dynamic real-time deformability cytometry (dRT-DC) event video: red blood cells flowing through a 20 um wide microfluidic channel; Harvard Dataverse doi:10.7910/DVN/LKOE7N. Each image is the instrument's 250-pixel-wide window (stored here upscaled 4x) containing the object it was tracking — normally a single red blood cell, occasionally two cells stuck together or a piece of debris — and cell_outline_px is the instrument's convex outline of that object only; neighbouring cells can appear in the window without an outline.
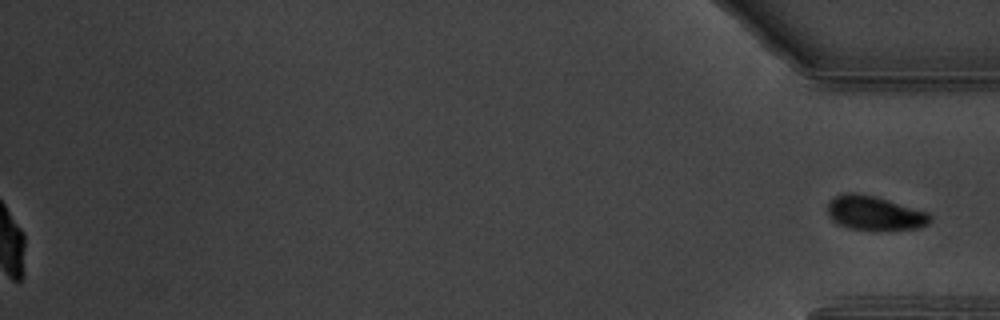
{"species": "common noctule bat (a hibernating species)", "species_latin": "Nyctalus noctula", "temperature_condition": "warm", "stored_images_in_passage": 49, "segment_of_instrument_passage": [2, 2], "camera_frame_rate_fps": 3000, "um_per_image_px": 0.085, "animal": {"sex": "male", "body_mass_g": 19.5, "forearm_length_mm": 54.6}, "frame": {"image": 1, "passage_image": 49, "time_ms": 16.0, "image_size_px": [1000, 320], "cell_outline_px": [[932, 220], [928, 224], [920, 228], [848, 228], [832, 220], [828, 216], [828, 204], [836, 196], [848, 192], [856, 192], [888, 200], [928, 212], [932, 216]], "centroid_in_image_um": [74.35, 18.09], "position_along_channel_um": 360.8, "area_um2": 19.77}}